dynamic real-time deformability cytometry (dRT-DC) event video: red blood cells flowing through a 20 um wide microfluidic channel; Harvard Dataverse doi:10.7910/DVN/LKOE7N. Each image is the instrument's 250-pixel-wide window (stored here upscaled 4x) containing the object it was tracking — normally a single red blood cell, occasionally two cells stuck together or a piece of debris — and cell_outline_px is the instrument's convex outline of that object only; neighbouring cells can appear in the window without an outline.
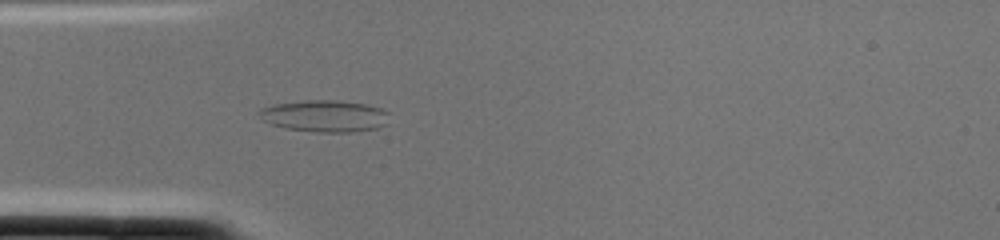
{"species": "common noctule bat (a hibernating species)", "species_latin": "Nyctalus noctula", "temperature_condition": "cold", "stored_images_in_passage": 2, "camera_frame_rate_fps": 3000, "um_per_image_px": 0.085, "animal": {"sex": "female", "body_mass_g": 22.0, "forearm_length_mm": 56.7}, "frame": {"image": 1, "passage_image": 2, "time_ms": 0.333, "image_size_px": [1000, 240], "cell_outline_px": [[388, 124], [376, 128], [352, 132], [316, 132], [284, 128], [272, 124], [264, 120], [256, 112], [260, 108], [276, 104], [304, 100], [336, 100], [364, 104], [380, 108], [388, 112]], "centroid_in_image_um": [27.6, 9.86], "position_along_channel_um": 57.4, "area_um2": 24.1}}